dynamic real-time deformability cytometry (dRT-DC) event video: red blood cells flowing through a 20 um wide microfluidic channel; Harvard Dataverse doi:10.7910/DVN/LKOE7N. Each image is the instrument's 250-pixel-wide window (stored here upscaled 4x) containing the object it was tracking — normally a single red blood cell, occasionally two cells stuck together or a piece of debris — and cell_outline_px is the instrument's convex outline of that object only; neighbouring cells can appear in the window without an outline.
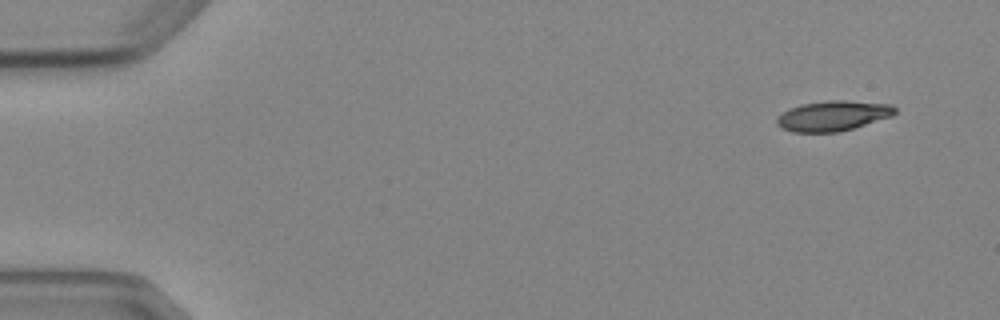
{"species": "Egyptian fruit bat (a non-hibernating species)", "species_latin": "Rousettus aegyptiacus", "temperature_condition": "cold", "stored_images_in_passage": 5, "camera_frame_rate_fps": 3000, "um_per_image_px": 0.085, "animal": {"sex": "female"}, "frame": {"image": 1, "passage_image": 1, "time_ms": 0.0, "image_size_px": [1000, 320], "cell_outline_px": [[896, 112], [892, 116], [852, 128], [836, 132], [792, 132], [780, 128], [776, 124], [776, 120], [784, 112], [792, 108], [804, 104], [828, 100], [844, 100], [892, 104], [896, 108]], "centroid_in_image_um": [70.82, 9.84], "position_along_channel_um": 14.2, "area_um2": 20.52}}
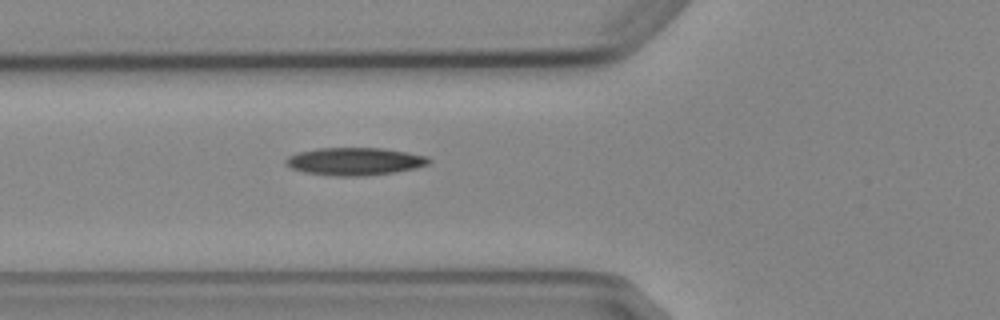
{"frame": {"image": 2, "passage_image": 5, "time_ms": 5.333, "image_size_px": [1000, 320], "cell_outline_px": [[432, 160], [428, 164], [416, 168], [396, 172], [364, 176], [332, 176], [304, 172], [292, 168], [284, 164], [284, 160], [288, 156], [300, 152], [316, 148], [380, 148], [408, 152], [428, 156]], "centroid_in_image_um": [30.16, 13.72], "position_along_channel_um": 95.6, "area_um2": 23.24}}